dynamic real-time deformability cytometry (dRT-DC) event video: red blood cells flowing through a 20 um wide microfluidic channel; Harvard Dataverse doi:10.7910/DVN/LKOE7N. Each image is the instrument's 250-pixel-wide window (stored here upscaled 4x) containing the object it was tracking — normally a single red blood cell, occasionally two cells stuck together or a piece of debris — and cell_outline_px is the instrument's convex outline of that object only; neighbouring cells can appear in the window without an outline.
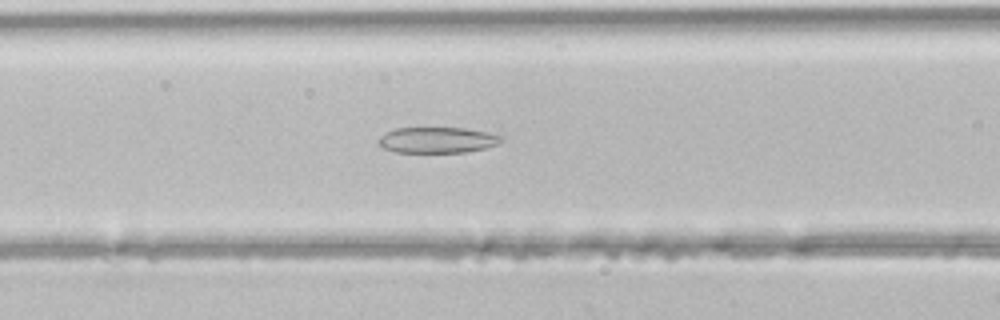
{"species": "common noctule bat (a hibernating species)", "species_latin": "Nyctalus noctula", "temperature_condition": "room temperature", "stored_images_in_passage": 46, "segment_of_instrument_passage": [1, 2], "camera_frame_rate_fps": 3000, "um_per_image_px": 0.085, "animal": {"sex": "male", "body_mass_g": 21.5, "forearm_length_mm": 52.0}, "frame": {"image": 1, "passage_image": 18, "time_ms": 5.667, "image_size_px": [1000, 320], "cell_outline_px": [[504, 136], [496, 144], [488, 148], [468, 152], [396, 152], [384, 148], [380, 144], [380, 136], [384, 132], [396, 128], [464, 128], [488, 132]], "centroid_in_image_um": [37.2, 11.9], "position_along_channel_um": 129.4, "area_um2": 18.44}}
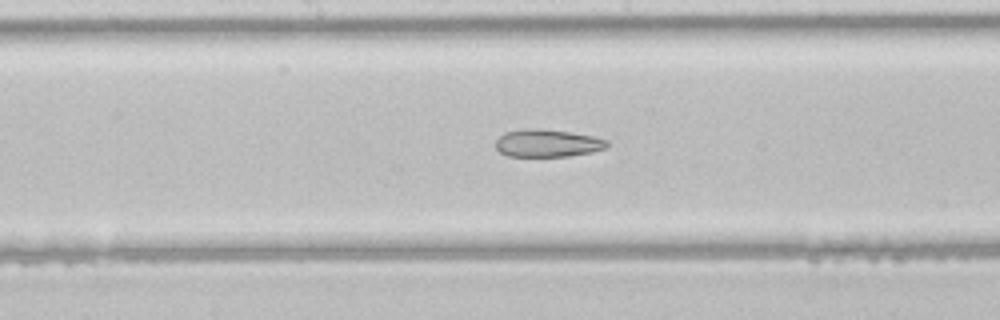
{"frame": {"image": 2, "passage_image": 23, "time_ms": 7.333, "image_size_px": [1000, 320], "cell_outline_px": [[608, 144], [604, 148], [592, 152], [568, 156], [508, 156], [500, 152], [496, 148], [496, 140], [504, 132], [524, 128], [536, 128], [568, 132], [592, 136], [608, 140]], "centroid_in_image_um": [46.5, 12.16], "position_along_channel_um": 201.7, "area_um2": 17.8}}
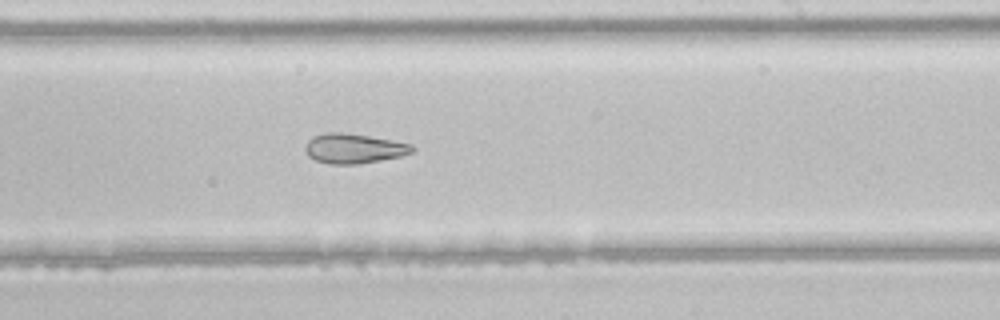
{"frame": {"image": 3, "passage_image": 27, "time_ms": 8.667, "image_size_px": [1000, 320], "cell_outline_px": [[416, 148], [412, 152], [400, 156], [360, 164], [328, 164], [316, 160], [308, 156], [304, 152], [304, 148], [308, 140], [312, 136], [324, 132], [340, 132], [368, 136], [412, 144]], "centroid_in_image_um": [30.03, 12.62], "position_along_channel_um": 259.0, "area_um2": 18.61}}